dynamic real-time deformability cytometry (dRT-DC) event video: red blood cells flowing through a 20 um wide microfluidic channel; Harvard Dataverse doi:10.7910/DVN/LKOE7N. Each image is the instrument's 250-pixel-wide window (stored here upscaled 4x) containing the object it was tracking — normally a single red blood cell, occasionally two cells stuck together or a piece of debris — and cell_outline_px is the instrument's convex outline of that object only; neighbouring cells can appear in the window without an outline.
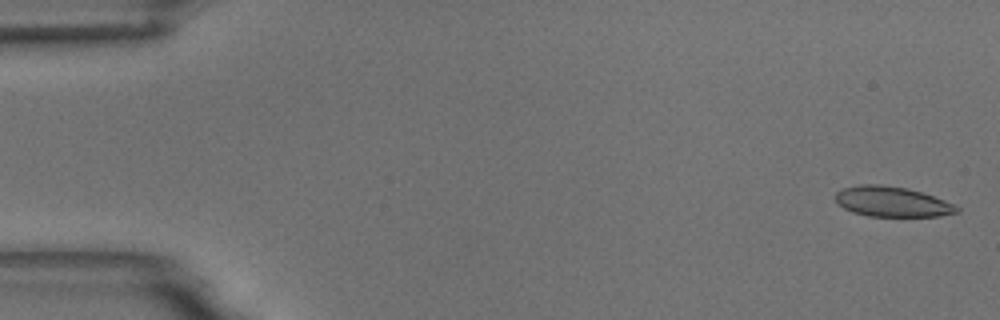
{"species": "common noctule bat (a hibernating species)", "species_latin": "Nyctalus noctula", "temperature_condition": "room temperature", "stored_images_in_passage": 55, "camera_frame_rate_fps": 3000, "um_per_image_px": 0.085, "animal": {"sex": "male", "body_mass_g": 18.8}, "frame": {"image": 1, "passage_image": 2, "time_ms": 0.333, "image_size_px": [1000, 320], "cell_outline_px": [[960, 212], [940, 216], [868, 216], [852, 212], [844, 208], [836, 200], [836, 192], [844, 188], [860, 184], [880, 184], [904, 188], [920, 192], [944, 200], [960, 208]], "centroid_in_image_um": [75.82, 17.15], "position_along_channel_um": 9.2, "area_um2": 21.1}}
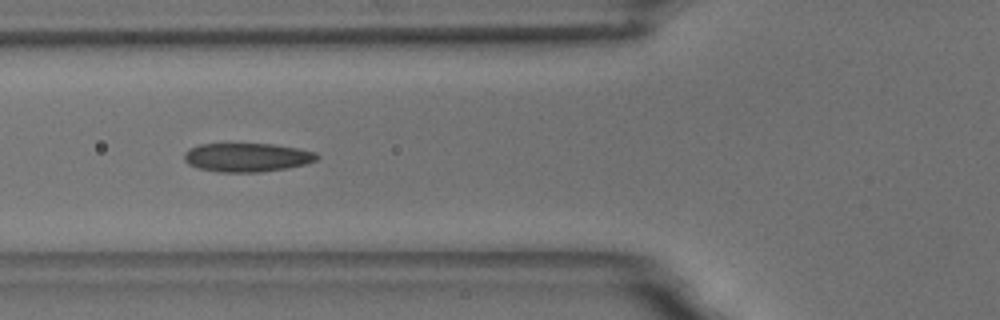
{"frame": {"image": 2, "passage_image": 21, "time_ms": 6.667, "image_size_px": [1000, 320], "cell_outline_px": [[320, 156], [316, 160], [304, 164], [288, 168], [260, 172], [216, 172], [196, 168], [188, 164], [184, 160], [184, 152], [188, 148], [200, 144], [272, 144], [296, 148], [316, 152]], "centroid_in_image_um": [20.95, 13.38], "position_along_channel_um": 104.8, "area_um2": 22.37}}
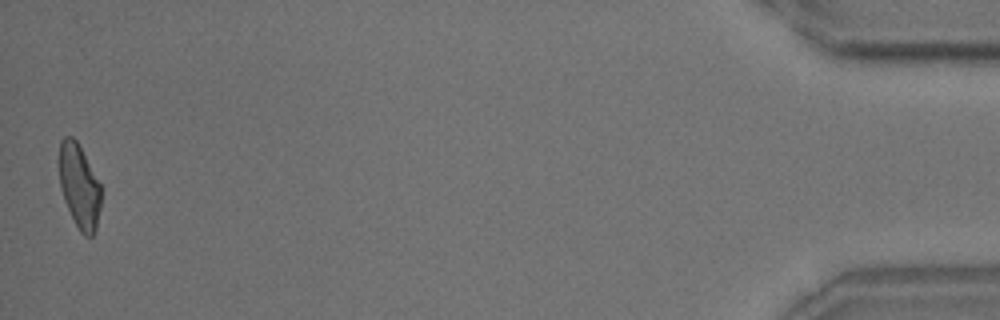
{"frame": {"image": 3, "passage_image": 55, "time_ms": 18.0, "image_size_px": [1000, 320], "cell_outline_px": [[100, 208], [96, 228], [92, 236], [84, 236], [80, 232], [64, 200], [60, 188], [56, 160], [60, 140], [64, 136], [72, 136], [76, 140], [100, 184]], "centroid_in_image_um": [6.67, 15.77], "position_along_channel_um": 428.5, "area_um2": 20.75}, "authors_computed_cell_mechanics": {"area_um2": 21.964, "velocity_mm_per_s": 3.6732, "shape_relaxation_time_tau1_ms": null, "shape_relaxation_time_tau2_ms": 2.0972, "deformation_change_tau1": null, "deformation_change_tau2": 0.0908}}